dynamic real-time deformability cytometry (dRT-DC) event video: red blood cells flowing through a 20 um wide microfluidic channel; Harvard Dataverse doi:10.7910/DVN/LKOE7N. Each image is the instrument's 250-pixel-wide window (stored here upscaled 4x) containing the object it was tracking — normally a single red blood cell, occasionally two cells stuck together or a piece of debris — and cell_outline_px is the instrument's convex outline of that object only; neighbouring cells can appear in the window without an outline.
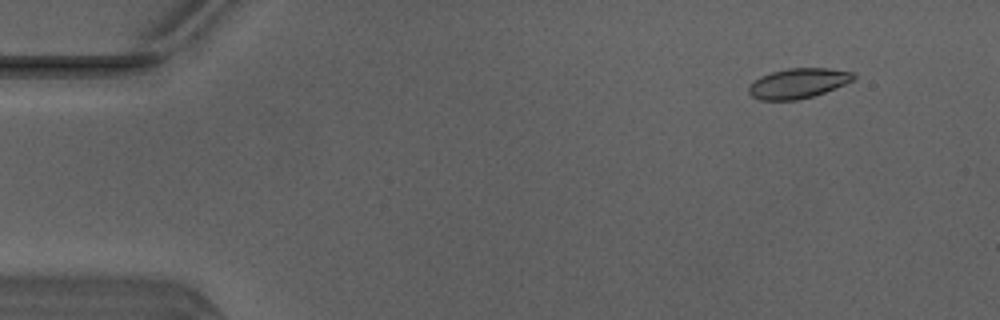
{"species": "Egyptian fruit bat (a non-hibernating species)", "species_latin": "Rousettus aegyptiacus", "temperature_condition": "warm", "stored_images_in_passage": 50, "camera_frame_rate_fps": 3000, "um_per_image_px": 0.085, "animal": {"sex": "male"}, "frame": {"image": 1, "passage_image": 5, "time_ms": 1.333, "image_size_px": [1000, 320], "cell_outline_px": [[856, 80], [824, 92], [812, 96], [796, 100], [760, 100], [752, 96], [748, 92], [748, 88], [760, 76], [772, 72], [788, 68], [828, 68], [852, 72], [856, 76]], "centroid_in_image_um": [67.87, 7.07], "position_along_channel_um": 17.1, "area_um2": 18.21}}
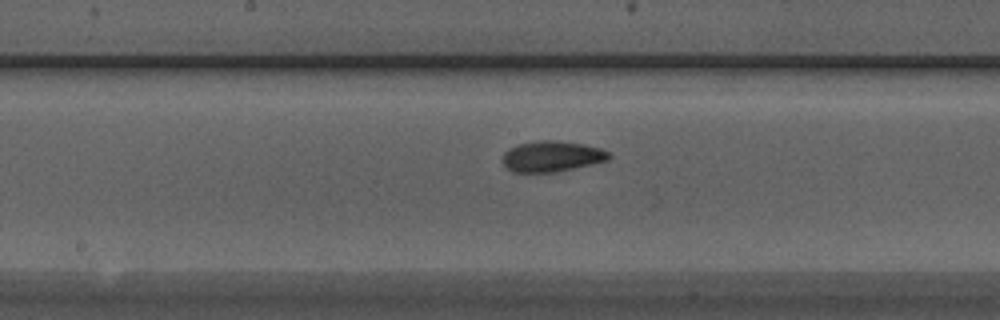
{"frame": {"image": 2, "passage_image": 26, "time_ms": 8.333, "image_size_px": [1000, 320], "cell_outline_px": [[612, 156], [608, 160], [592, 164], [556, 172], [512, 172], [504, 164], [504, 152], [508, 148], [520, 144], [536, 140], [552, 140], [584, 144], [600, 148], [608, 152]], "centroid_in_image_um": [46.92, 13.29], "position_along_channel_um": 201.3, "area_um2": 18.96}}
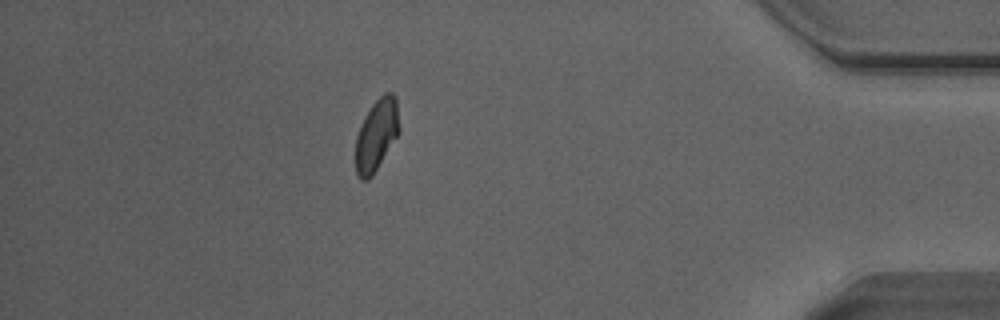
{"frame": {"image": 3, "passage_image": 44, "time_ms": 14.333, "image_size_px": [1000, 320], "cell_outline_px": [[400, 132], [372, 176], [368, 180], [360, 180], [356, 172], [356, 136], [364, 116], [372, 104], [384, 92], [392, 92], [396, 96], [400, 128]], "centroid_in_image_um": [32.02, 11.45], "position_along_channel_um": 403.2, "area_um2": 18.38}, "authors_computed_cell_mechanics": {"area_um2": 18.4671, "velocity_mm_per_s": 4.1279, "shape_relaxation_time_tau1_ms": 5.7365, "shape_relaxation_time_tau2_ms": 1.5118, "deformation_change_tau1": 0.1399, "deformation_change_tau2": 0.0622}}